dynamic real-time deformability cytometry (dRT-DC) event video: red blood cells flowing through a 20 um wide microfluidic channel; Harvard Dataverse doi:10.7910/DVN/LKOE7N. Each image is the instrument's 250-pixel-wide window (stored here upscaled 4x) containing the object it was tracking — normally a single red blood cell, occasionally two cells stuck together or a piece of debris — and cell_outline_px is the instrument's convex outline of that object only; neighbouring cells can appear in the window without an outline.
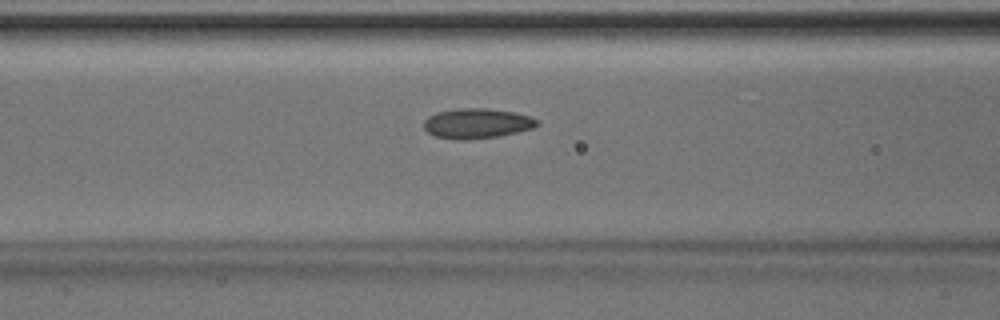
{"species": "Egyptian fruit bat (a non-hibernating species)", "species_latin": "Rousettus aegyptiacus", "temperature_condition": "room temperature", "stored_images_in_passage": 33, "camera_frame_rate_fps": 3000, "um_per_image_px": 0.085, "animal": {"sex": "male"}, "frame": {"image": 1, "passage_image": 9, "time_ms": 2.667, "image_size_px": [1000, 320], "cell_outline_px": [[540, 124], [532, 128], [516, 132], [496, 136], [464, 140], [456, 140], [432, 136], [424, 128], [424, 120], [428, 116], [436, 112], [460, 108], [488, 108], [516, 112], [532, 116]], "centroid_in_image_um": [40.51, 10.48], "position_along_channel_um": 126.1, "area_um2": 19.94}}
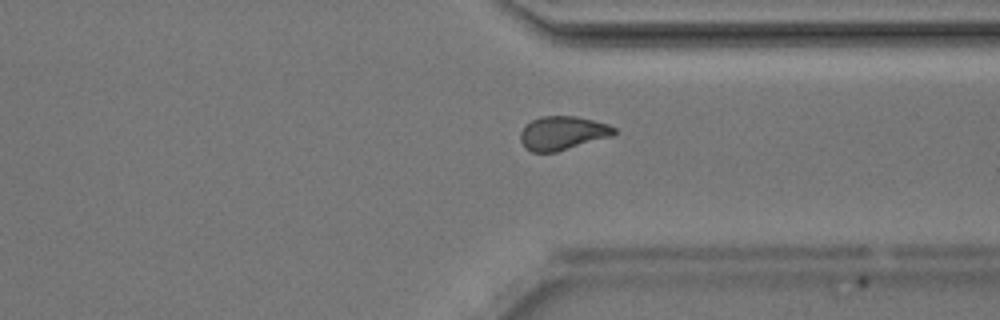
{"frame": {"image": 2, "passage_image": 26, "time_ms": 8.333, "image_size_px": [1000, 320], "cell_outline_px": [[616, 132], [612, 136], [556, 152], [532, 152], [524, 148], [520, 140], [520, 132], [532, 120], [540, 116], [576, 116], [608, 124], [616, 128]], "centroid_in_image_um": [47.81, 11.31], "position_along_channel_um": 363.6, "area_um2": 18.38}}
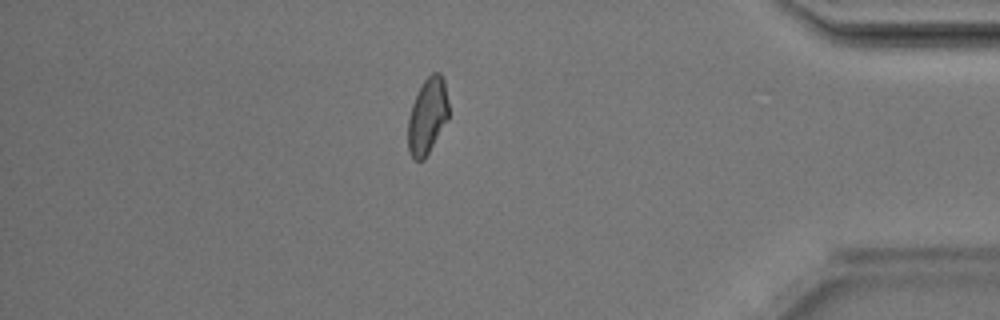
{"frame": {"image": 3, "passage_image": 31, "time_ms": 10.0, "image_size_px": [1000, 320], "cell_outline_px": [[448, 120], [424, 160], [416, 160], [412, 156], [408, 148], [408, 116], [412, 104], [424, 80], [432, 72], [440, 72], [444, 80], [448, 100]], "centroid_in_image_um": [36.34, 9.85], "position_along_channel_um": 398.9, "area_um2": 17.98}}